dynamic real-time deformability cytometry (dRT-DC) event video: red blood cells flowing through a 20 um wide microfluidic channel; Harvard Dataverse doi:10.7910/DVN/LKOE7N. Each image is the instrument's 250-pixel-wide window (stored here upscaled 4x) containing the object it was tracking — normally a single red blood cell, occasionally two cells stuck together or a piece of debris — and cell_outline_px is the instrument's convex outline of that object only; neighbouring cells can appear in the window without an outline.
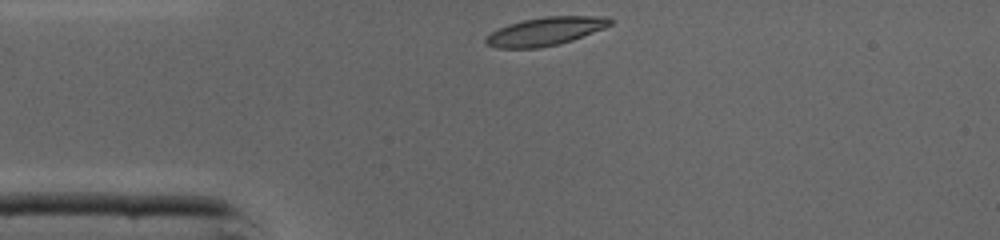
{"species": "common noctule bat (a hibernating species)", "species_latin": "Nyctalus noctula", "temperature_condition": "cold", "stored_images_in_passage": 27, "camera_frame_rate_fps": 3000, "um_per_image_px": 0.085, "animal": {"sex": "male", "body_mass_g": 19.0, "forearm_length_mm": 50.8}, "frame": {"image": 1, "passage_image": 1, "time_ms": 0.0, "image_size_px": [1000, 240], "cell_outline_px": [[616, 20], [612, 24], [604, 28], [572, 40], [560, 44], [540, 48], [496, 48], [488, 44], [484, 40], [492, 32], [508, 24], [524, 20], [544, 16], [608, 16]], "centroid_in_image_um": [46.42, 2.65], "position_along_channel_um": 38.6, "area_um2": 20.52}}
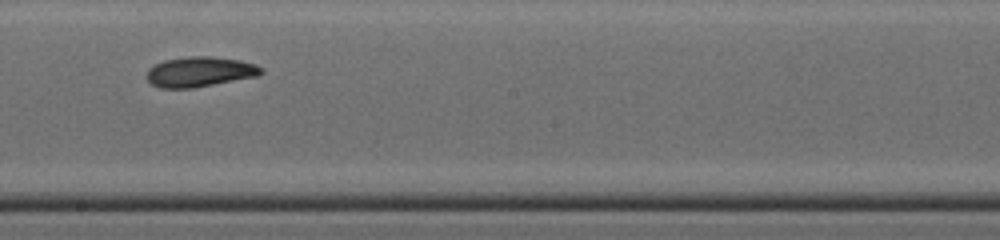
{"frame": {"image": 2, "passage_image": 16, "time_ms": 5.0, "image_size_px": [1000, 240], "cell_outline_px": [[264, 72], [260, 76], [192, 88], [160, 88], [152, 84], [144, 76], [148, 68], [164, 60], [188, 56], [212, 56], [240, 60], [256, 64], [264, 68]], "centroid_in_image_um": [17.0, 6.1], "position_along_channel_um": 231.2, "area_um2": 20.4}}
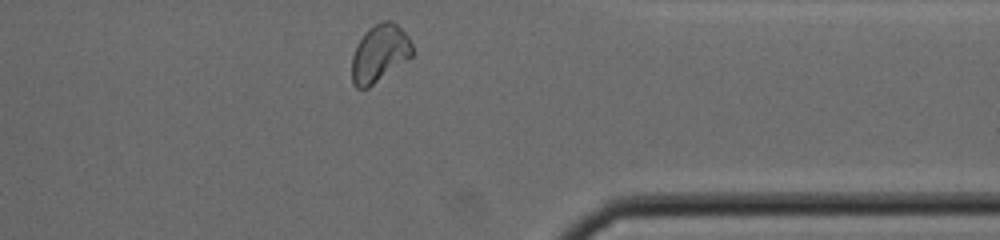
{"frame": {"image": 3, "passage_image": 27, "time_ms": 8.667, "image_size_px": [1000, 240], "cell_outline_px": [[412, 56], [368, 88], [356, 88], [352, 84], [352, 56], [356, 44], [364, 32], [368, 28], [384, 20], [392, 20], [408, 36], [412, 44]], "centroid_in_image_um": [32.24, 4.52], "position_along_channel_um": 379.2, "area_um2": 20.17}, "authors_computed_cell_mechanics": {"area_um2": 20.1722, "velocity_mm_per_s": 4.3251, "shape_relaxation_time_tau1_ms": 4.1236, "shape_relaxation_time_tau2_ms": 7.7967, "deformation_change_tau1": 0.1131, "deformation_change_tau2": 0.1349}}